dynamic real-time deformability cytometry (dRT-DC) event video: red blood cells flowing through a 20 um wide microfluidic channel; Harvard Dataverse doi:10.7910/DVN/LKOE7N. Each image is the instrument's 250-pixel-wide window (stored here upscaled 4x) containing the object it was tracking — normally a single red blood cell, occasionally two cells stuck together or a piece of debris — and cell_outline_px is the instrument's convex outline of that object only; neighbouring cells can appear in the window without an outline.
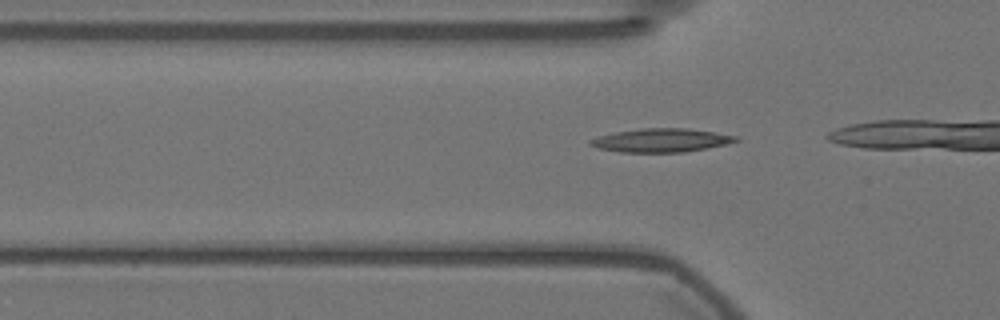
{"species": "Egyptian fruit bat (a non-hibernating species)", "species_latin": "Rousettus aegyptiacus", "temperature_condition": "warm", "stored_images_in_passage": 7, "camera_frame_rate_fps": 3000, "um_per_image_px": 0.085, "animal": {"sex": "female"}, "frame": {"image": 1, "passage_image": 2, "time_ms": 0.333, "image_size_px": [1000, 320], "cell_outline_px": [[740, 140], [728, 144], [708, 148], [684, 152], [620, 152], [596, 148], [588, 144], [588, 140], [600, 136], [616, 132], [640, 128], [688, 128], [740, 136]], "centroid_in_image_um": [56.23, 11.92], "position_along_channel_um": 69.6, "area_um2": 20.17}}
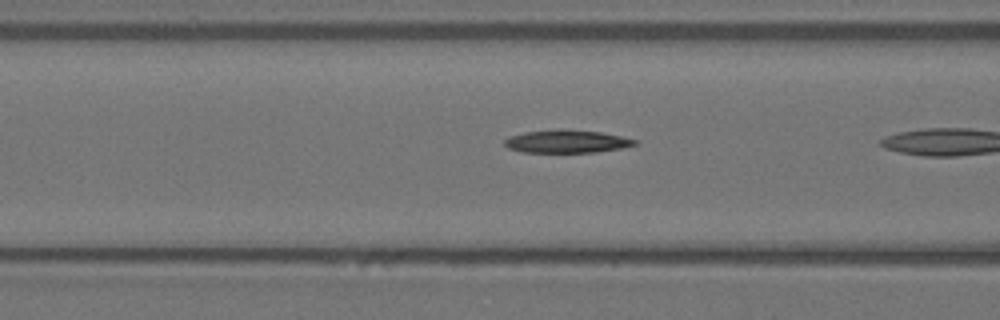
{"frame": {"image": 2, "passage_image": 6, "time_ms": 1.667, "image_size_px": [1000, 320], "cell_outline_px": [[640, 144], [620, 148], [596, 152], [520, 152], [508, 148], [504, 144], [504, 140], [508, 136], [524, 132], [600, 132], [620, 136], [636, 140]], "centroid_in_image_um": [48.16, 12.07], "position_along_channel_um": 118.4, "area_um2": 16.42}}